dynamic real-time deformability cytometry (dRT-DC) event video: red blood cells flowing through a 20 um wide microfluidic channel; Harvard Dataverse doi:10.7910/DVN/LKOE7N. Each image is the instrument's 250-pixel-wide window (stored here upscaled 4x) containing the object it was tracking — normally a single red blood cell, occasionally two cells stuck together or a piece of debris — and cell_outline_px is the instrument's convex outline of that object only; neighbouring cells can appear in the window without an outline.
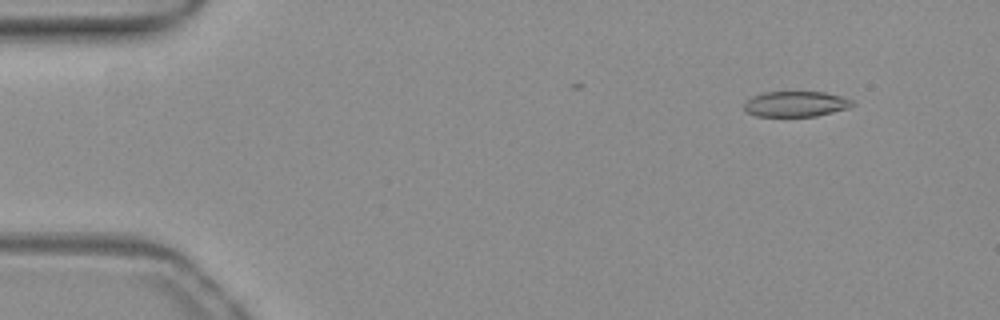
{"species": "common noctule bat (a hibernating species)", "species_latin": "Nyctalus noctula", "temperature_condition": "warm", "stored_images_in_passage": 7, "camera_frame_rate_fps": 3000, "um_per_image_px": 0.085, "animal": {"sex": "female", "body_mass_g": 19.3, "forearm_length_mm": 54.1}, "frame": {"image": 1, "passage_image": 2, "time_ms": 0.333, "image_size_px": [1000, 320], "cell_outline_px": [[856, 104], [848, 108], [816, 116], [756, 116], [748, 112], [744, 108], [744, 104], [752, 96], [764, 92], [824, 92], [840, 96], [852, 100]], "centroid_in_image_um": [67.65, 8.84], "position_along_channel_um": 17.3, "area_um2": 15.95}}